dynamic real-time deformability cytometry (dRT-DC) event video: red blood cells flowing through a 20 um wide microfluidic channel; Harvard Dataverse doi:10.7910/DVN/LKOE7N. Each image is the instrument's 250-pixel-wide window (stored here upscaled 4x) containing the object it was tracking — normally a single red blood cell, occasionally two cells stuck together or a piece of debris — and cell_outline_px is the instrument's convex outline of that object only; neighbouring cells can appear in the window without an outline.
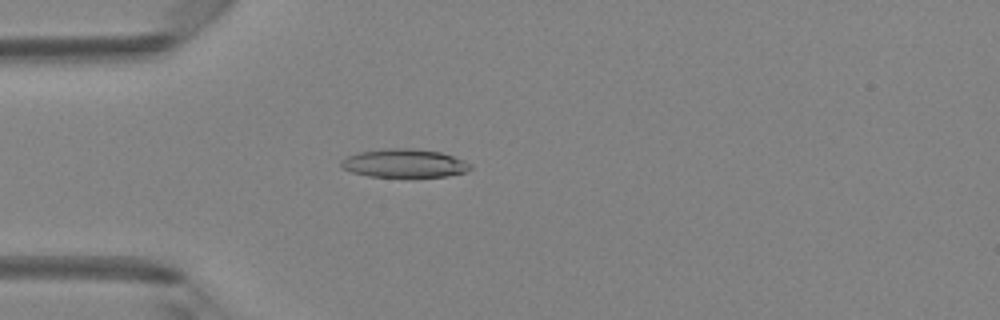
{"species": "Egyptian fruit bat (a non-hibernating species)", "species_latin": "Rousettus aegyptiacus", "temperature_condition": "room temperature", "stored_images_in_passage": 45, "camera_frame_rate_fps": 3000, "um_per_image_px": 0.085, "animal": {"sex": "female"}, "frame": {"image": 1, "passage_image": 10, "time_ms": 3.0, "image_size_px": [1000, 320], "cell_outline_px": [[472, 168], [464, 172], [448, 176], [368, 176], [352, 172], [344, 168], [340, 164], [340, 160], [348, 156], [360, 152], [388, 148], [416, 148], [440, 152], [464, 160], [472, 164]], "centroid_in_image_um": [34.38, 13.86], "position_along_channel_um": 50.6, "area_um2": 21.21}}
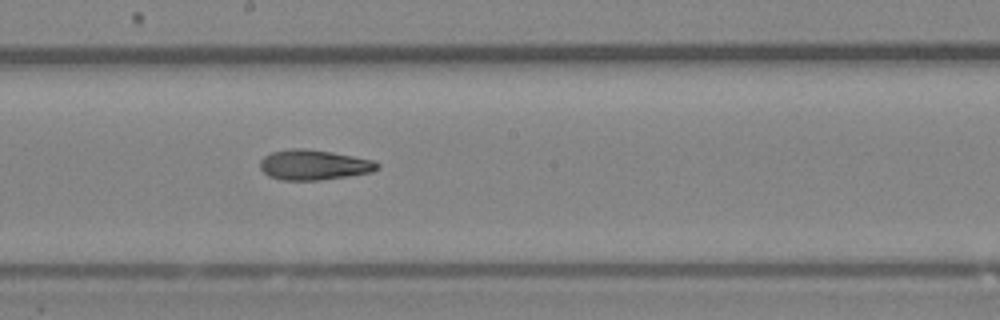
{"frame": {"image": 2, "passage_image": 23, "time_ms": 7.333, "image_size_px": [1000, 320], "cell_outline_px": [[380, 164], [372, 172], [348, 176], [320, 180], [280, 180], [268, 176], [260, 168], [260, 160], [264, 156], [272, 152], [292, 148], [304, 148], [332, 152], [376, 160]], "centroid_in_image_um": [26.67, 14.01], "position_along_channel_um": 221.5, "area_um2": 20.69}}
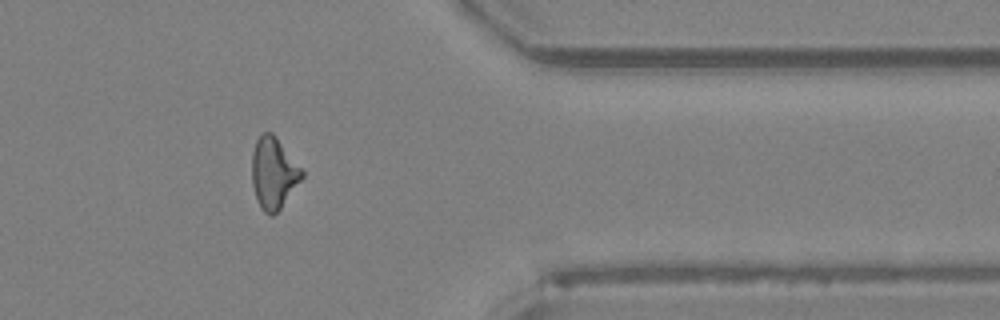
{"frame": {"image": 3, "passage_image": 36, "time_ms": 11.667, "image_size_px": [1000, 320], "cell_outline_px": [[304, 176], [280, 208], [272, 216], [264, 212], [260, 208], [256, 200], [252, 184], [252, 152], [256, 140], [264, 132], [272, 132], [276, 136], [304, 168]], "centroid_in_image_um": [23.27, 14.69], "position_along_channel_um": 388.1, "area_um2": 21.1}, "authors_computed_cell_mechanics": {"area_um2": 20.9236, "velocity_mm_per_s": 4.2174, "shape_relaxation_time_tau1_ms": 3.8251, "shape_relaxation_time_tau2_ms": 4.381, "deformation_change_tau1": 0.151, "deformation_change_tau2": 0.1435}}